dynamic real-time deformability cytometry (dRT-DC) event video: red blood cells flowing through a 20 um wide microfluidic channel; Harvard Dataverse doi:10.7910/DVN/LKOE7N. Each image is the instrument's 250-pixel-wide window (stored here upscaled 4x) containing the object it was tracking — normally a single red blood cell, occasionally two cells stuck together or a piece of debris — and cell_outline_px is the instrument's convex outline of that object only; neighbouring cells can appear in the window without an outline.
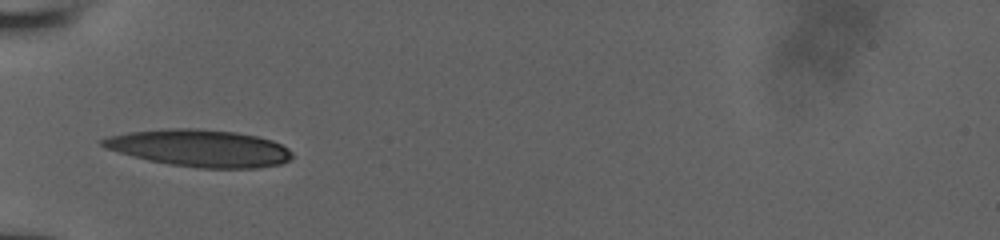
{"species": "human", "species_latin": "Homo sapiens", "temperature_condition": "room temperature", "stored_images_in_passage": 35, "camera_frame_rate_fps": 3000, "um_per_image_px": 0.085, "donor": {"sex": "male"}, "frame": {"image": 1, "passage_image": 1, "time_ms": 0.0, "image_size_px": [1000, 240], "cell_outline_px": [[292, 156], [288, 160], [280, 164], [256, 168], [200, 168], [172, 164], [148, 160], [104, 148], [100, 144], [100, 140], [108, 136], [128, 132], [168, 128], [196, 128], [236, 132], [256, 136], [272, 140], [288, 148], [292, 152]], "centroid_in_image_um": [16.96, 12.58], "position_along_channel_um": 68.0, "area_um2": 40.86}}
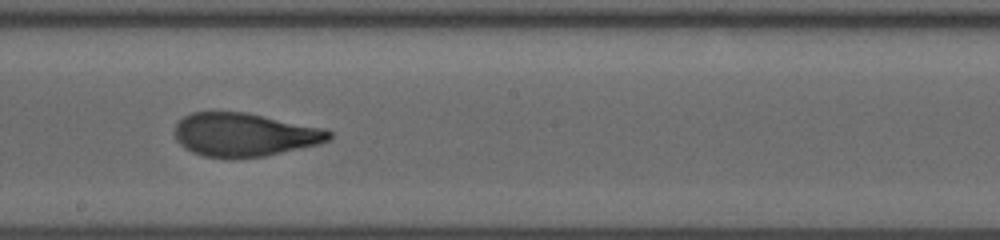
{"frame": {"image": 2, "passage_image": 11, "time_ms": 4.0, "image_size_px": [1000, 240], "cell_outline_px": [[332, 136], [328, 140], [320, 144], [264, 156], [232, 160], [228, 160], [204, 156], [192, 152], [184, 148], [176, 140], [176, 124], [184, 116], [192, 112], [248, 112], [328, 128], [332, 132]], "centroid_in_image_um": [20.82, 11.46], "position_along_channel_um": 227.4, "area_um2": 39.82}}
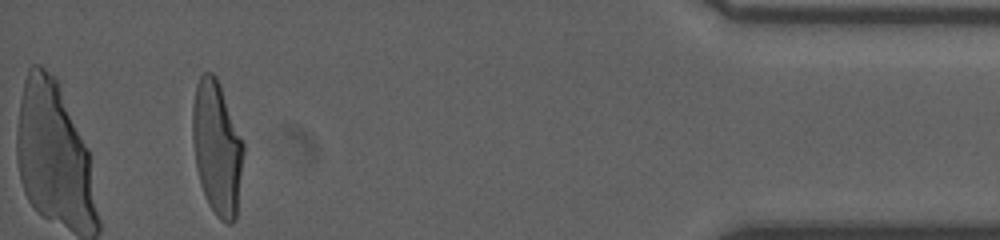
{"frame": {"image": 3, "passage_image": 31, "time_ms": 10.0, "image_size_px": [1000, 240], "cell_outline_px": [[244, 152], [236, 216], [232, 224], [228, 224], [220, 220], [216, 216], [208, 204], [204, 196], [200, 184], [196, 168], [192, 136], [192, 108], [196, 84], [200, 76], [204, 72], [212, 72], [216, 76], [220, 84], [244, 144]], "centroid_in_image_um": [18.43, 12.58], "position_along_channel_um": 416.8, "area_um2": 39.88}}